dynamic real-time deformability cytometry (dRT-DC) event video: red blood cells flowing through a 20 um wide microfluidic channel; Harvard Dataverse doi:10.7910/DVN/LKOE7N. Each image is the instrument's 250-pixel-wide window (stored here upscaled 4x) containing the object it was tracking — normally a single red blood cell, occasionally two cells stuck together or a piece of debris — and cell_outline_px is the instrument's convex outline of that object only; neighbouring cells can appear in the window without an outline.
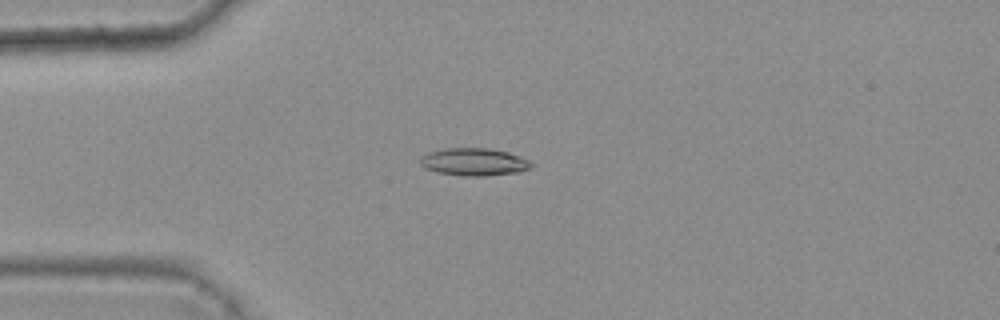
{"species": "common noctule bat (a hibernating species)", "species_latin": "Nyctalus noctula", "temperature_condition": "warm", "stored_images_in_passage": 4, "camera_frame_rate_fps": 3000, "um_per_image_px": 0.085, "animal": {"sex": "female", "body_mass_g": 25.1}, "frame": {"image": 1, "passage_image": 4, "time_ms": 1.0, "image_size_px": [1000, 320], "cell_outline_px": [[532, 164], [528, 168], [520, 172], [484, 176], [464, 176], [436, 172], [424, 168], [420, 164], [420, 156], [428, 152], [444, 148], [488, 148], [508, 152], [520, 156], [528, 160]], "centroid_in_image_um": [40.24, 13.76], "position_along_channel_um": 44.8, "area_um2": 17.92}}